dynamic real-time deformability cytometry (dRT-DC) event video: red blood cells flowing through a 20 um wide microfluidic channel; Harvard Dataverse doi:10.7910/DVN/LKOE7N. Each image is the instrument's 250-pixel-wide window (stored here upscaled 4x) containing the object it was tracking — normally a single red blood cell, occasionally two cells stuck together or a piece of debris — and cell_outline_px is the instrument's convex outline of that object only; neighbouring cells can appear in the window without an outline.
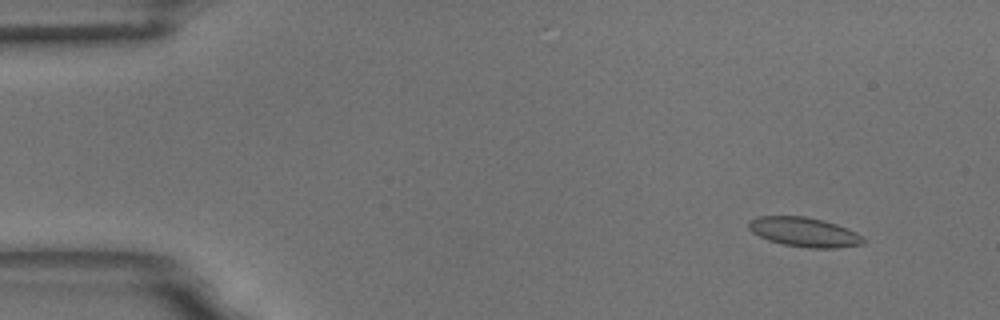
{"species": "common noctule bat (a hibernating species)", "species_latin": "Nyctalus noctula", "temperature_condition": "room temperature", "stored_images_in_passage": 54, "camera_frame_rate_fps": 3000, "um_per_image_px": 0.085, "animal": {"sex": "male", "body_mass_g": 18.8}, "frame": {"image": 1, "passage_image": 3, "time_ms": 0.667, "image_size_px": [1000, 320], "cell_outline_px": [[868, 240], [864, 244], [836, 248], [808, 248], [784, 244], [768, 240], [752, 232], [748, 228], [748, 224], [756, 216], [804, 216], [824, 220], [848, 228], [856, 232]], "centroid_in_image_um": [68.41, 19.73], "position_along_channel_um": 16.6, "area_um2": 19.77}}
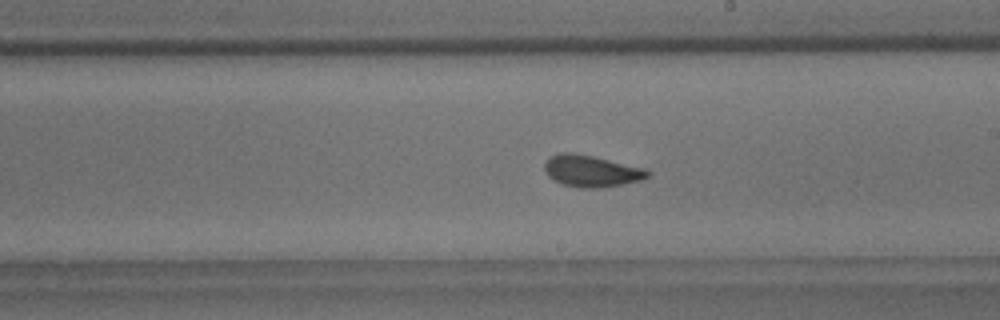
{"frame": {"image": 2, "passage_image": 30, "time_ms": 9.667, "image_size_px": [1000, 320], "cell_outline_px": [[652, 176], [640, 180], [604, 188], [576, 188], [560, 184], [552, 180], [548, 176], [544, 168], [544, 164], [552, 156], [560, 152], [572, 152], [592, 156], [648, 168], [652, 172]], "centroid_in_image_um": [50.31, 14.55], "position_along_channel_um": 238.7, "area_um2": 19.42}}
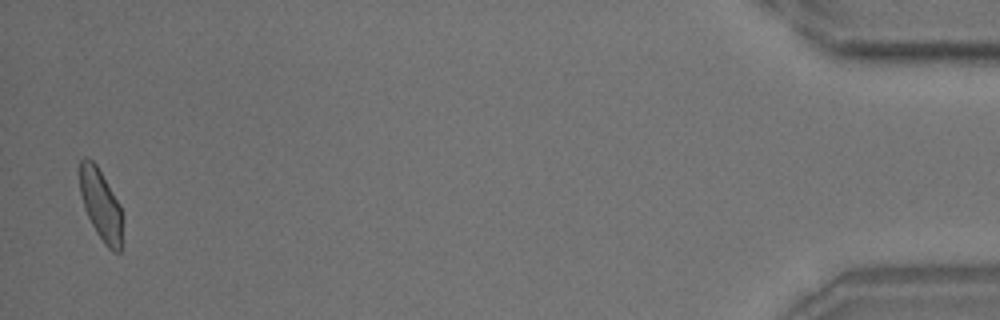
{"frame": {"image": 3, "passage_image": 53, "time_ms": 17.333, "image_size_px": [1000, 320], "cell_outline_px": [[124, 220], [120, 252], [112, 252], [104, 244], [96, 232], [84, 208], [80, 192], [80, 160], [84, 156], [92, 160], [96, 164], [120, 204], [124, 216]], "centroid_in_image_um": [8.61, 17.44], "position_along_channel_um": 426.6, "area_um2": 17.98}, "authors_computed_cell_mechanics": {"area_um2": 18.5827, "velocity_mm_per_s": 3.6093, "shape_relaxation_time_tau1_ms": 5.7955, "shape_relaxation_time_tau2_ms": 1.4675, "deformation_change_tau1": 0.1105, "deformation_change_tau2": 0.0395}}